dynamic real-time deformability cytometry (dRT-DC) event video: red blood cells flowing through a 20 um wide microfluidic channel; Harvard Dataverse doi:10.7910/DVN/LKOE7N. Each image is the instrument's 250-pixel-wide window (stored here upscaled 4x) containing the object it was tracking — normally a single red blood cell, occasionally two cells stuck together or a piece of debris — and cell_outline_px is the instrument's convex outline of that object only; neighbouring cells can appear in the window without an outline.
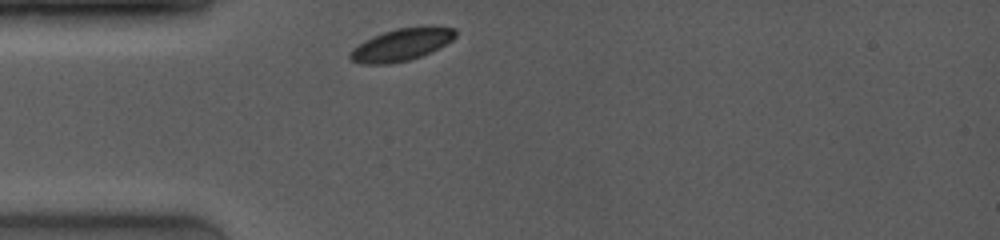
{"species": "common noctule bat (a hibernating species)", "species_latin": "Nyctalus noctula", "temperature_condition": "room temperature", "stored_images_in_passage": 3, "camera_frame_rate_fps": 4000, "um_per_image_px": 0.085, "animal": {"sex": "female", "body_mass_g": 19.0, "forearm_length_mm": 53.3}, "frame": {"image": 1, "passage_image": 1, "time_ms": 0.0, "image_size_px": [1000, 240], "cell_outline_px": [[456, 36], [452, 40], [440, 48], [420, 56], [408, 60], [388, 64], [360, 64], [352, 60], [348, 56], [348, 52], [352, 48], [364, 40], [372, 36], [396, 28], [456, 28]], "centroid_in_image_um": [34.05, 3.83], "position_along_channel_um": 51.0, "area_um2": 19.48}}